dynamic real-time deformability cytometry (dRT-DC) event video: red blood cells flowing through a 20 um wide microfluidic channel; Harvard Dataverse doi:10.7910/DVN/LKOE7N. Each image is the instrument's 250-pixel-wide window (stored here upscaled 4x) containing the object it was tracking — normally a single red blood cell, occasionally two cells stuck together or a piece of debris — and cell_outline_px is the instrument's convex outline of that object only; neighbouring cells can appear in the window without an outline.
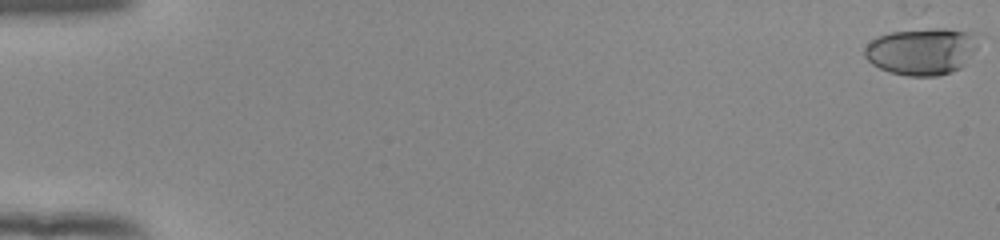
{"species": "human", "species_latin": "Homo sapiens", "temperature_condition": "room temperature", "stored_images_in_passage": 54, "camera_frame_rate_fps": 3000, "um_per_image_px": 0.085, "donor": {"sex": "female"}, "frame": {"image": 1, "passage_image": 1, "time_ms": 0.0, "image_size_px": [1000, 240], "cell_outline_px": [[980, 32], [976, 48], [964, 64], [960, 68], [952, 72], [936, 76], [908, 76], [888, 72], [872, 64], [864, 56], [864, 48], [872, 40], [880, 36], [892, 32], [936, 28], [948, 28]], "centroid_in_image_um": [78.4, 4.35], "position_along_channel_um": 6.6, "area_um2": 31.33}}
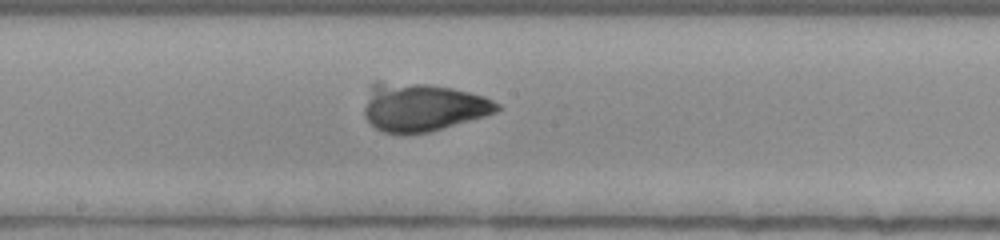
{"frame": {"image": 2, "passage_image": 31, "time_ms": 10.0, "image_size_px": [1000, 240], "cell_outline_px": [[500, 108], [496, 112], [484, 116], [428, 132], [404, 136], [384, 132], [376, 128], [364, 116], [364, 108], [372, 84], [376, 80], [380, 80], [428, 84], [452, 88], [484, 96], [500, 104]], "centroid_in_image_um": [35.87, 9.11], "position_along_channel_um": 212.3, "area_um2": 37.51}}
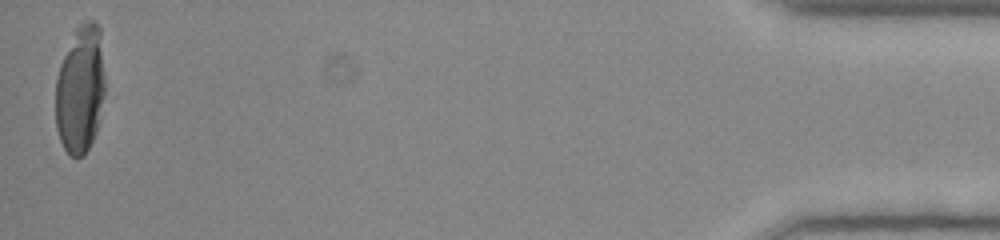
{"frame": {"image": 3, "passage_image": 54, "time_ms": 17.667, "image_size_px": [1000, 240], "cell_outline_px": [[104, 96], [100, 120], [96, 132], [88, 148], [80, 156], [68, 156], [60, 140], [56, 128], [56, 80], [60, 64], [76, 28], [80, 24], [88, 20], [92, 20], [100, 28], [104, 72]], "centroid_in_image_um": [6.83, 7.62], "position_along_channel_um": 428.4, "area_um2": 36.76}, "authors_computed_cell_mechanics": {"area_um2": 37.7723, "velocity_mm_per_s": 3.9142, "shape_relaxation_time_tau1_ms": 4.7935, "shape_relaxation_time_tau2_ms": null, "deformation_change_tau1": 0.1888, "deformation_change_tau2": null}}